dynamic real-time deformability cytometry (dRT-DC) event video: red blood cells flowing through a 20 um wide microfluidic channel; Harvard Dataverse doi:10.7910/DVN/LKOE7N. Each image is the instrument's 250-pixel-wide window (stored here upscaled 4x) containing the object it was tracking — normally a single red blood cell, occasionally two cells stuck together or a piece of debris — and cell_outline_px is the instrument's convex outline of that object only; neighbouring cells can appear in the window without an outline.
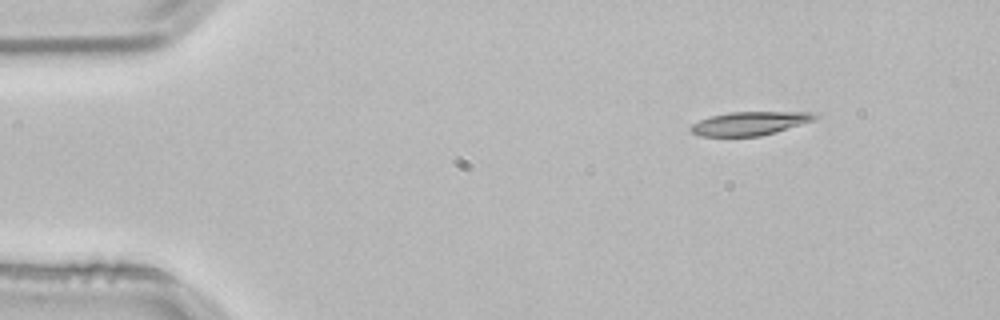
{"species": "common noctule bat (a hibernating species)", "species_latin": "Nyctalus noctula", "temperature_condition": "room temperature", "stored_images_in_passage": 5, "segment_of_instrument_passage": [2, 2], "camera_frame_rate_fps": 3000, "um_per_image_px": 0.085, "animal": {"sex": "male", "body_mass_g": 21.5, "forearm_length_mm": 52.0}, "frame": {"image": 1, "passage_image": 5, "time_ms": 1.333, "image_size_px": [1000, 320], "cell_outline_px": [[820, 116], [816, 120], [776, 132], [760, 136], [700, 136], [692, 132], [688, 128], [692, 124], [700, 120], [712, 116], [728, 112], [820, 112]], "centroid_in_image_um": [63.8, 10.48], "position_along_channel_um": 21.2, "area_um2": 17.22}}